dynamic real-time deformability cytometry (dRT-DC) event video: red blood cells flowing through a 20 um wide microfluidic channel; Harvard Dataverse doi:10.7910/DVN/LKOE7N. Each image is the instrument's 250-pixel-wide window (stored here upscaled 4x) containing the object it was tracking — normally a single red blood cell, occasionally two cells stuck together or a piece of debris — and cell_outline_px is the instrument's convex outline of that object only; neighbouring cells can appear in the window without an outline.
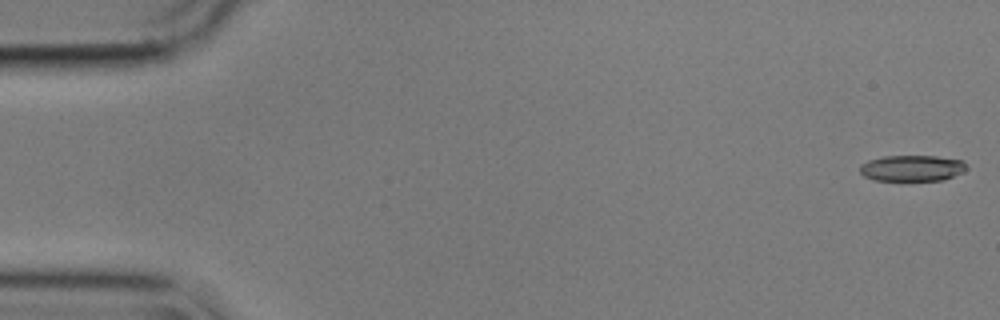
{"species": "common noctule bat (a hibernating species)", "species_latin": "Nyctalus noctula", "temperature_condition": "cold", "stored_images_in_passage": 6, "camera_frame_rate_fps": 3000, "um_per_image_px": 0.085, "animal": {"sex": "male", "body_mass_g": 17.9}, "frame": {"image": 1, "passage_image": 1, "time_ms": 0.0, "image_size_px": [1000, 320], "cell_outline_px": [[968, 168], [964, 172], [944, 180], [872, 180], [864, 176], [860, 172], [860, 164], [868, 160], [884, 156], [936, 156], [964, 160]], "centroid_in_image_um": [77.55, 14.29], "position_along_channel_um": 7.5, "area_um2": 16.36}}